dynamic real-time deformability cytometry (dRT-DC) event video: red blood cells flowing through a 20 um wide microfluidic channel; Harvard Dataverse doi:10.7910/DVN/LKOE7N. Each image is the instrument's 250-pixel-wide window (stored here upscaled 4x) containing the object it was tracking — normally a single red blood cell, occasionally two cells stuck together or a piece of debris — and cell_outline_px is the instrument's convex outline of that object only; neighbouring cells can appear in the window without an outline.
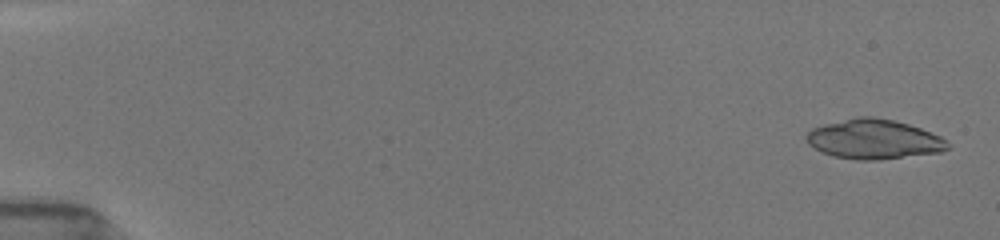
{"species": "common noctule bat (a hibernating species)", "species_latin": "Nyctalus noctula", "temperature_condition": "room temperature", "stored_images_in_passage": 9, "camera_frame_rate_fps": 3000, "um_per_image_px": 0.085, "animal": {"sex": "female", "body_mass_g": 19.5, "forearm_length_mm": 54.1}, "frame": {"image": 1, "passage_image": 1, "time_ms": 0.0, "image_size_px": [1000, 240], "cell_outline_px": [[952, 144], [948, 148], [940, 152], [880, 160], [856, 160], [832, 156], [808, 144], [804, 136], [812, 128], [824, 124], [856, 116], [872, 116], [892, 120], [908, 124], [920, 128], [940, 136]], "centroid_in_image_um": [74.27, 11.83], "position_along_channel_um": 10.7, "area_um2": 32.71}}